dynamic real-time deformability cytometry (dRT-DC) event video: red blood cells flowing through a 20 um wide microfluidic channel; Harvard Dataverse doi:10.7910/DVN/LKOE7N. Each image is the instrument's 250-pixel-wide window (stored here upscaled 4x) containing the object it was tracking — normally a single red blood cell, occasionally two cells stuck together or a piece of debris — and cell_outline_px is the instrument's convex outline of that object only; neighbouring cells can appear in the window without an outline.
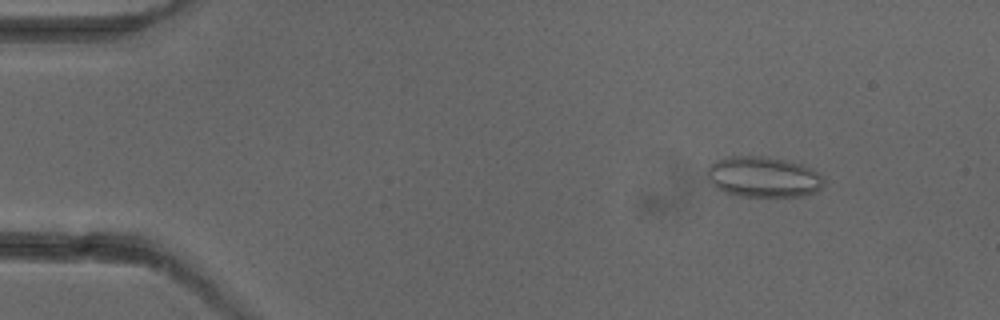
{"species": "common noctule bat (a hibernating species)", "species_latin": "Nyctalus noctula", "temperature_condition": "cold", "stored_images_in_passage": 4, "camera_frame_rate_fps": 3000, "um_per_image_px": 0.085, "animal": {"sex": "female"}, "frame": {"image": 1, "passage_image": 2, "time_ms": 1.0, "image_size_px": [1000, 320], "cell_outline_px": [[824, 184], [816, 192], [804, 196], [736, 196], [724, 192], [716, 188], [708, 180], [708, 164], [716, 160], [728, 156], [764, 156], [788, 160], [812, 168], [824, 176]], "centroid_in_image_um": [64.89, 15.03], "position_along_channel_um": 20.1, "area_um2": 28.03}}